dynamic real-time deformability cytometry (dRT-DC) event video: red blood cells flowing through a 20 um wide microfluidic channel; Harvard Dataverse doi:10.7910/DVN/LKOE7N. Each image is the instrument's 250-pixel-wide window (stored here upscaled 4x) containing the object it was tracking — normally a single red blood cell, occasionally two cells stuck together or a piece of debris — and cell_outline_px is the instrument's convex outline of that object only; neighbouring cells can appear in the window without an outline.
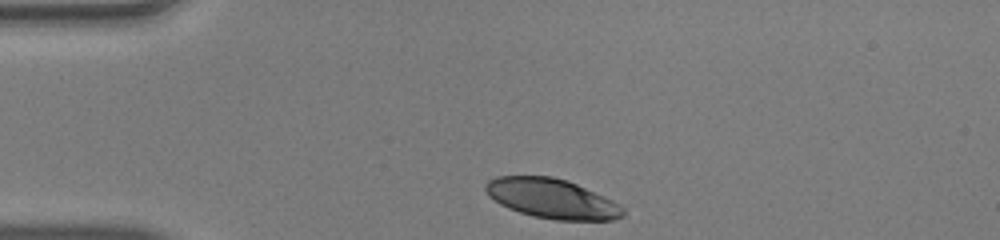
{"species": "human", "species_latin": "Homo sapiens", "temperature_condition": "warm", "stored_images_in_passage": 31, "camera_frame_rate_fps": 3000, "um_per_image_px": 0.085, "donor": {"sex": "male"}, "frame": {"image": 1, "passage_image": 1, "time_ms": 0.0, "image_size_px": [1000, 240], "cell_outline_px": [[624, 216], [616, 220], [552, 220], [532, 216], [508, 208], [500, 204], [488, 196], [484, 188], [484, 184], [488, 180], [496, 176], [552, 176], [568, 180], [612, 200], [620, 204], [624, 208]], "centroid_in_image_um": [46.9, 16.88], "position_along_channel_um": 38.1, "area_um2": 32.02}}
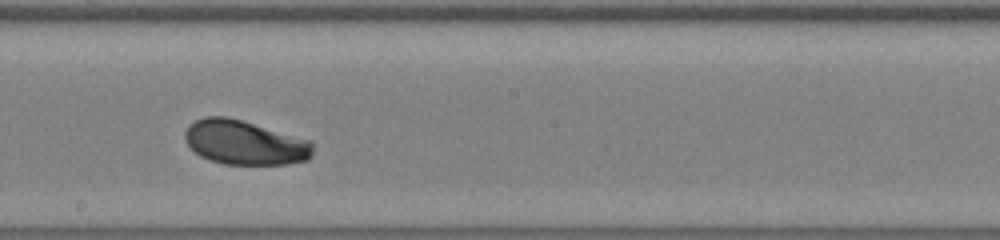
{"frame": {"image": 2, "passage_image": 18, "time_ms": 5.667, "image_size_px": [1000, 240], "cell_outline_px": [[312, 156], [308, 160], [288, 164], [224, 164], [208, 160], [200, 156], [184, 140], [184, 132], [188, 124], [204, 116], [224, 116], [240, 120], [312, 140]], "centroid_in_image_um": [20.79, 12.12], "position_along_channel_um": 227.4, "area_um2": 33.18}}
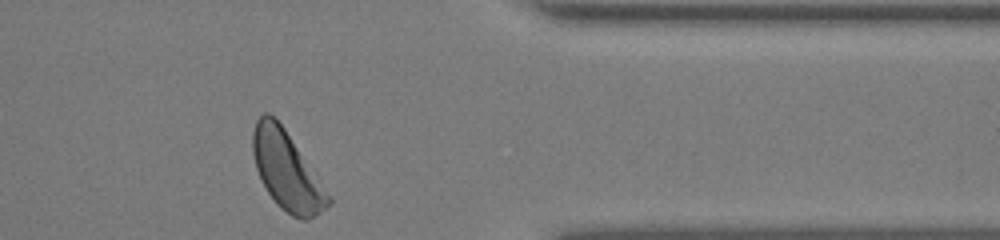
{"frame": {"image": 3, "passage_image": 31, "time_ms": 10.0, "image_size_px": [1000, 240], "cell_outline_px": [[332, 204], [308, 220], [300, 220], [292, 216], [280, 208], [268, 192], [256, 168], [252, 152], [252, 132], [256, 120], [264, 112], [268, 112], [284, 128], [316, 172], [332, 200]], "centroid_in_image_um": [24.39, 14.52], "position_along_channel_um": 387.0, "area_um2": 34.39}, "authors_computed_cell_mechanics": {"area_um2": 32.946, "velocity_mm_per_s": 4.0401, "shape_relaxation_time_tau1_ms": 2.5713, "shape_relaxation_time_tau2_ms": null, "deformation_change_tau1": 0.1349, "deformation_change_tau2": null}}